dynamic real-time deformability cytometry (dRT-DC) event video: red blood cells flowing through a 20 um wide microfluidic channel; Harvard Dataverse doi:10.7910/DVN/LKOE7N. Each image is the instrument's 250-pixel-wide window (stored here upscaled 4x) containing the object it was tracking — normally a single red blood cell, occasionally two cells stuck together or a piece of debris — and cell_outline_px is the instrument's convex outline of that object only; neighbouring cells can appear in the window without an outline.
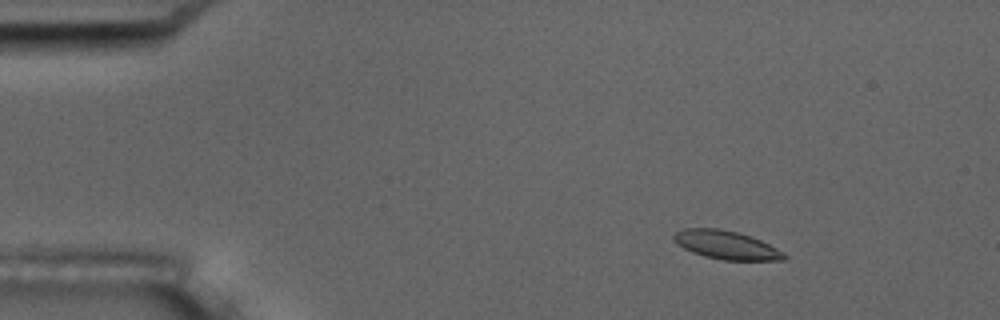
{"species": "common noctule bat (a hibernating species)", "species_latin": "Nyctalus noctula", "temperature_condition": "room temperature", "stored_images_in_passage": 10, "camera_frame_rate_fps": 3000, "um_per_image_px": 0.085, "animal": {"sex": "male", "body_mass_g": 17.5, "forearm_length_mm": 52.3}, "frame": {"image": 1, "passage_image": 1, "time_ms": 0.0, "image_size_px": [1000, 320], "cell_outline_px": [[788, 256], [784, 260], [724, 260], [704, 256], [692, 252], [684, 248], [672, 240], [672, 236], [676, 232], [684, 228], [716, 228], [736, 232], [760, 240], [784, 252]], "centroid_in_image_um": [61.71, 20.83], "position_along_channel_um": 23.3, "area_um2": 18.15}}
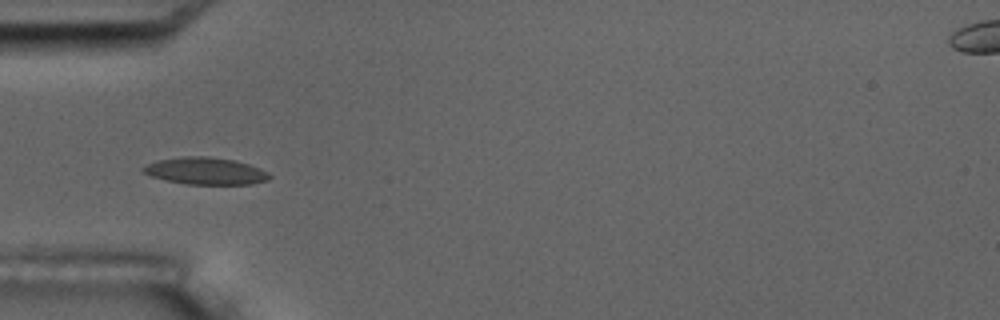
{"frame": {"image": 2, "passage_image": 4, "time_ms": 3.333, "image_size_px": [1000, 320], "cell_outline_px": [[272, 176], [268, 180], [252, 184], [184, 184], [164, 180], [152, 176], [144, 172], [140, 168], [156, 160], [180, 156], [208, 156], [232, 160], [248, 164], [260, 168], [268, 172]], "centroid_in_image_um": [17.46, 14.53], "position_along_channel_um": 67.5, "area_um2": 20.0}}
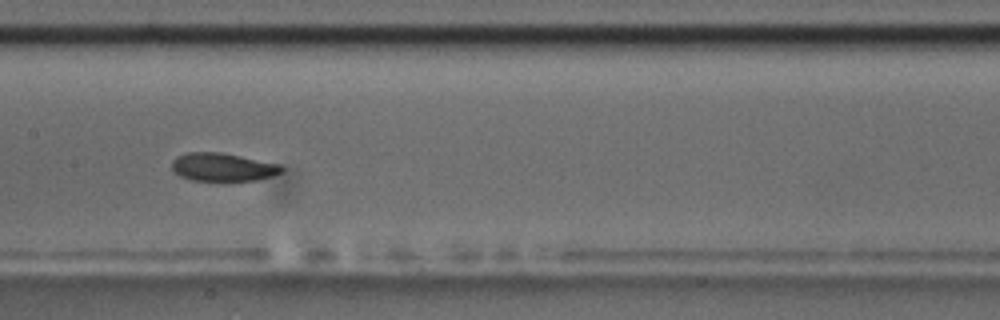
{"frame": {"image": 3, "passage_image": 7, "time_ms": 6.667, "image_size_px": [1000, 320], "cell_outline_px": [[284, 172], [272, 176], [256, 180], [192, 180], [180, 176], [172, 172], [172, 160], [176, 156], [184, 152], [220, 152], [280, 164], [284, 168]], "centroid_in_image_um": [18.91, 14.19], "position_along_channel_um": 188.5, "area_um2": 18.09}}